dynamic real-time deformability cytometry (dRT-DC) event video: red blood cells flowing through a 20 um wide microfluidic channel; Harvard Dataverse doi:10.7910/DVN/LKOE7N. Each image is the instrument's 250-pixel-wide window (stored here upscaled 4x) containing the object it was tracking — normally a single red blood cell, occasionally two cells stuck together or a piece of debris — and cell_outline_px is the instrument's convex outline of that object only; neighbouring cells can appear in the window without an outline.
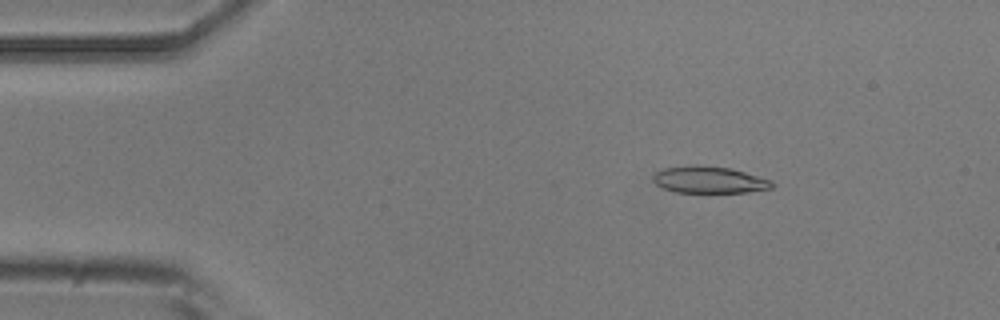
{"species": "common noctule bat (a hibernating species)", "species_latin": "Nyctalus noctula", "temperature_condition": "room temperature", "stored_images_in_passage": 54, "camera_frame_rate_fps": 3000, "um_per_image_px": 0.085, "animal": {"sex": "male", "body_mass_g": 20.5, "forearm_length_mm": 52.5}, "frame": {"image": 1, "passage_image": 8, "time_ms": 2.333, "image_size_px": [1000, 320], "cell_outline_px": [[776, 184], [772, 188], [748, 192], [676, 192], [664, 188], [656, 184], [652, 180], [652, 176], [656, 172], [664, 168], [692, 164], [696, 164], [728, 168], [744, 172], [772, 180]], "centroid_in_image_um": [60.28, 15.27], "position_along_channel_um": 24.7, "area_um2": 18.61}}
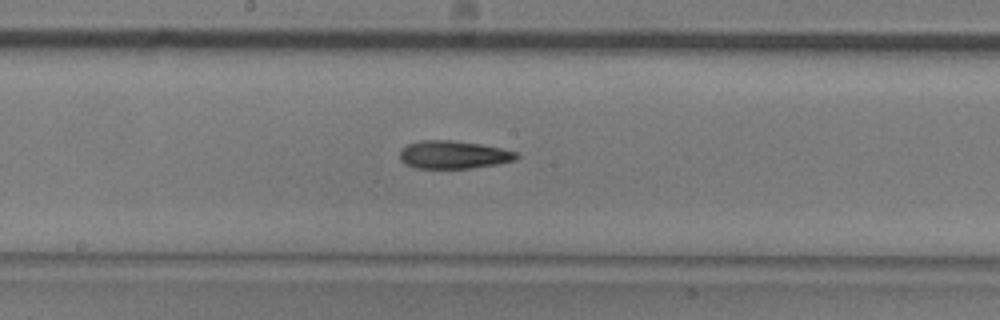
{"frame": {"image": 2, "passage_image": 28, "time_ms": 9.0, "image_size_px": [1000, 320], "cell_outline_px": [[520, 156], [516, 160], [496, 164], [468, 168], [416, 168], [404, 164], [400, 160], [400, 152], [408, 144], [420, 140], [452, 140], [480, 144], [520, 152]], "centroid_in_image_um": [38.57, 13.15], "position_along_channel_um": 209.6, "area_um2": 19.02}}
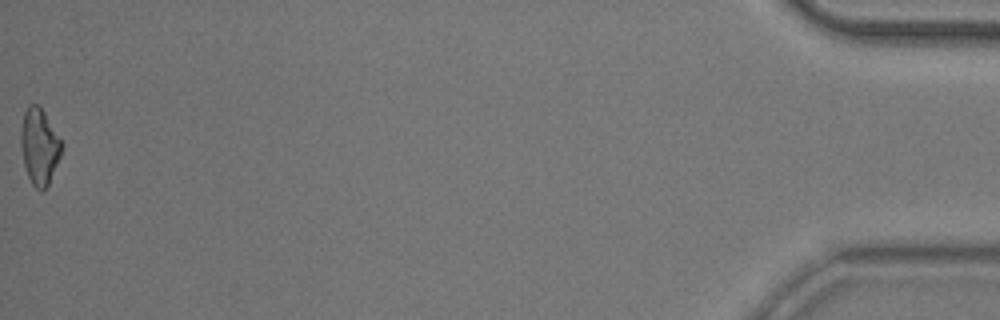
{"frame": {"image": 3, "passage_image": 54, "time_ms": 17.667, "image_size_px": [1000, 320], "cell_outline_px": [[64, 148], [48, 184], [44, 192], [40, 192], [32, 184], [28, 176], [24, 164], [20, 144], [20, 132], [24, 112], [28, 104], [36, 104], [44, 112], [64, 144]], "centroid_in_image_um": [3.35, 12.46], "position_along_channel_um": 431.8, "area_um2": 18.21}, "authors_computed_cell_mechanics": {"area_um2": 18.7272, "velocity_mm_per_s": 3.7316, "shape_relaxation_time_tau1_ms": 9.9161, "shape_relaxation_time_tau2_ms": null, "deformation_change_tau1": 0.2174, "deformation_change_tau2": null}}